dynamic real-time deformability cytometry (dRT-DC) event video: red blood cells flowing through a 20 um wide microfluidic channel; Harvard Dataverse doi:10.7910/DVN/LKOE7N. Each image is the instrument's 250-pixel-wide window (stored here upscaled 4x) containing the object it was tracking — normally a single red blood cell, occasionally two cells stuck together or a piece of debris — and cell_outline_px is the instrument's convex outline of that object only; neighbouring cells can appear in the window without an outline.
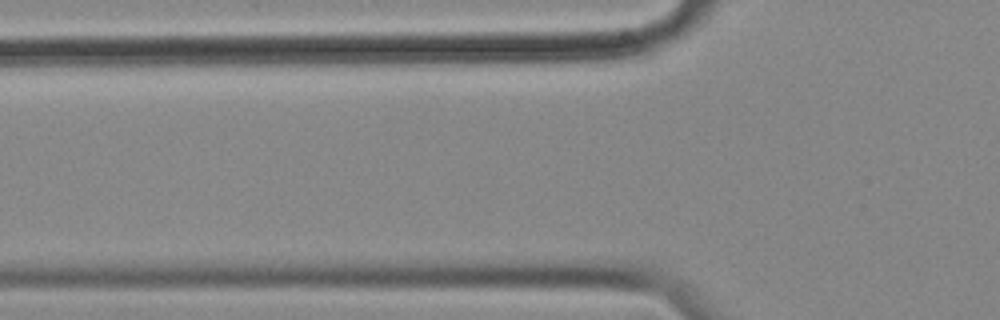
{"species": "common noctule bat (a hibernating species)", "species_latin": "Nyctalus noctula", "temperature_condition": "cold", "stored_images_in_passage": 6, "camera_frame_rate_fps": 3000, "um_per_image_px": 0.085, "animal": {"sex": "female", "body_mass_g": 18.4}, "frame": {"image": 1, "passage_image": 2, "time_ms": 0.333, "image_size_px": [1000, 320], "cell_outline_px": [[624, 44], [620, 56], [600, 60], [460, 60], [476, 48], [620, 44]], "centroid_in_image_um": [46.52, 4.5], "position_along_channel_um": 79.3, "area_um2": 15.14}}